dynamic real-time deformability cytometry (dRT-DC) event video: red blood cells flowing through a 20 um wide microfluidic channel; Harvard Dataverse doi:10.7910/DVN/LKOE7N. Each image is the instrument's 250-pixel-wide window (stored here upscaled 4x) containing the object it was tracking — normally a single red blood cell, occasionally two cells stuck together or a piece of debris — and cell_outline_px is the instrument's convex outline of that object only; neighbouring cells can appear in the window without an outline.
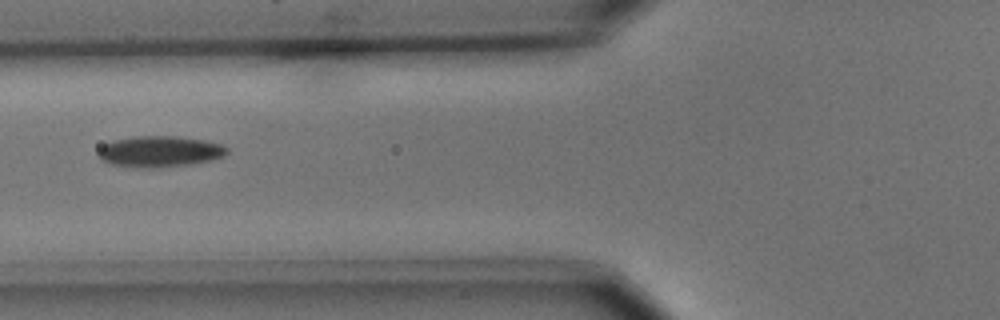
{"species": "common noctule bat (a hibernating species)", "species_latin": "Nyctalus noctula", "temperature_condition": "cold", "stored_images_in_passage": 6, "camera_frame_rate_fps": 3000, "um_per_image_px": 0.085, "animal": {"sex": "male", "body_mass_g": 15.6}, "frame": {"image": 1, "passage_image": 6, "time_ms": 6.667, "image_size_px": [1000, 320], "cell_outline_px": [[228, 152], [224, 156], [212, 160], [196, 164], [160, 168], [136, 168], [112, 164], [100, 160], [96, 156], [96, 152], [104, 144], [112, 140], [132, 136], [172, 136], [204, 140], [220, 144], [228, 148]], "centroid_in_image_um": [13.54, 12.89], "position_along_channel_um": 112.3, "area_um2": 23.81}}